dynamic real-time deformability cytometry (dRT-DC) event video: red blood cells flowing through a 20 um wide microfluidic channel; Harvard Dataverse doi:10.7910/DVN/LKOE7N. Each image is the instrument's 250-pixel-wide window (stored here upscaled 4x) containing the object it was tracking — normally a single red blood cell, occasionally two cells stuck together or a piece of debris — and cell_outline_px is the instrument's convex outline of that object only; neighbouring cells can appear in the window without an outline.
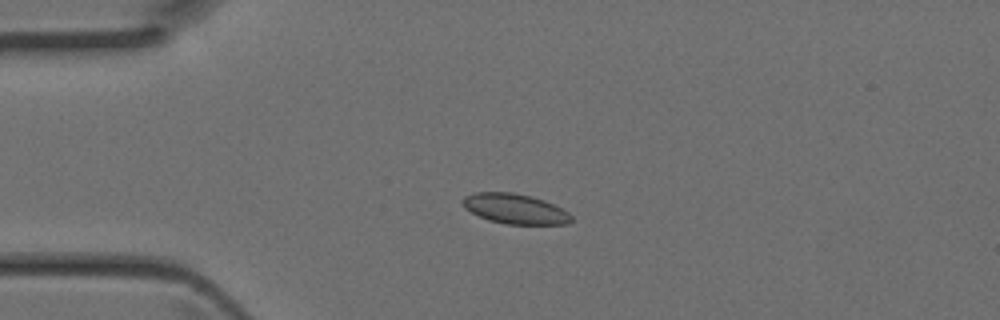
{"species": "Egyptian fruit bat (a non-hibernating species)", "species_latin": "Rousettus aegyptiacus", "temperature_condition": "room temperature", "stored_images_in_passage": 43, "camera_frame_rate_fps": 3000, "um_per_image_px": 0.085, "animal": {"sex": "female"}, "frame": {"image": 1, "passage_image": 10, "time_ms": 3.0, "image_size_px": [1000, 320], "cell_outline_px": [[572, 220], [568, 224], [508, 224], [488, 220], [464, 208], [460, 200], [464, 196], [476, 192], [512, 192], [544, 200], [568, 212], [572, 216]], "centroid_in_image_um": [43.74, 17.75], "position_along_channel_um": 41.3, "area_um2": 18.9}}
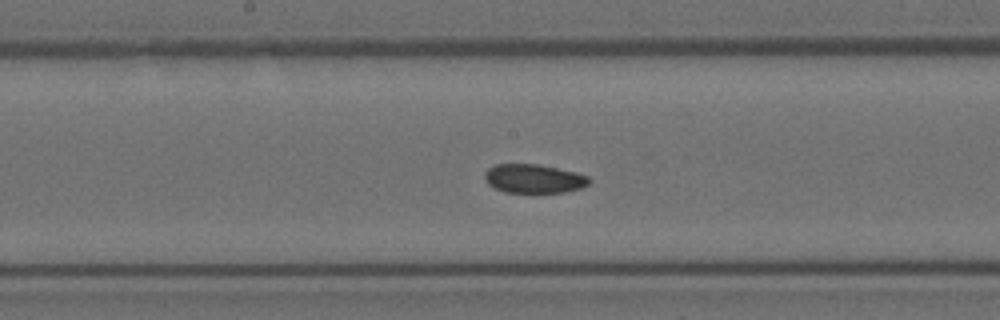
{"frame": {"image": 2, "passage_image": 22, "time_ms": 7.0, "image_size_px": [1000, 320], "cell_outline_px": [[592, 180], [588, 184], [580, 188], [564, 192], [504, 192], [488, 184], [484, 176], [484, 172], [488, 168], [496, 164], [536, 164], [576, 172], [588, 176]], "centroid_in_image_um": [45.37, 15.18], "position_along_channel_um": 202.8, "area_um2": 17.46}}
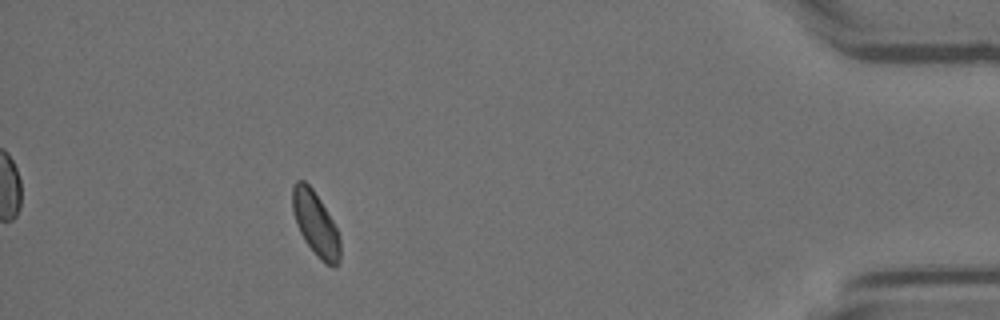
{"frame": {"image": 3, "passage_image": 39, "time_ms": 12.667, "image_size_px": [1000, 320], "cell_outline_px": [[340, 260], [332, 268], [324, 264], [316, 256], [304, 240], [296, 224], [292, 208], [292, 184], [296, 180], [304, 180], [312, 188], [320, 200], [332, 220], [340, 236]], "centroid_in_image_um": [26.81, 19.04], "position_along_channel_um": 408.4, "area_um2": 17.92}}